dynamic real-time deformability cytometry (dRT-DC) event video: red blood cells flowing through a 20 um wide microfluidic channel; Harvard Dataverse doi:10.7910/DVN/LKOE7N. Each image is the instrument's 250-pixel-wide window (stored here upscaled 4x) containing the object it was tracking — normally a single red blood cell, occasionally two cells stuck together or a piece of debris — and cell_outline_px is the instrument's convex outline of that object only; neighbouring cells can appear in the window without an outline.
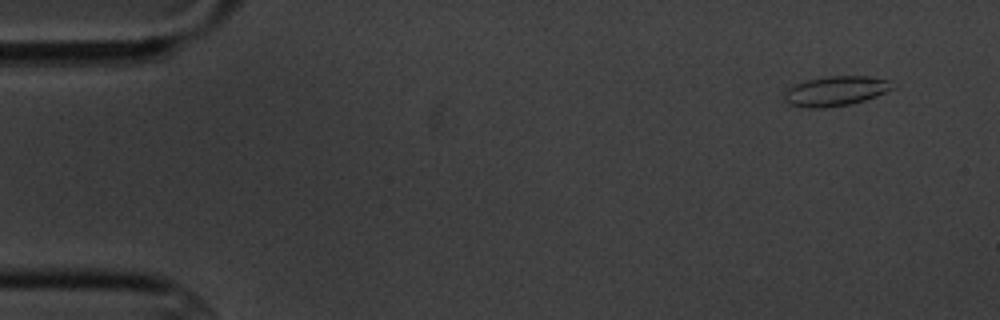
{"species": "common noctule bat (a hibernating species)", "species_latin": "Nyctalus noctula", "temperature_condition": "cold", "stored_images_in_passage": 6, "camera_frame_rate_fps": 3000, "um_per_image_px": 0.085, "animal": {"sex": "male", "body_mass_g": 20.1, "forearm_length_mm": 53.5}, "frame": {"image": 1, "passage_image": 2, "time_ms": 1.0, "image_size_px": [1000, 320], "cell_outline_px": [[900, 84], [896, 88], [876, 96], [852, 104], [824, 108], [808, 108], [788, 104], [784, 100], [784, 92], [788, 88], [796, 84], [808, 80], [828, 76], [868, 76], [888, 80]], "centroid_in_image_um": [71.09, 7.74], "position_along_channel_um": 13.9, "area_um2": 19.02}}